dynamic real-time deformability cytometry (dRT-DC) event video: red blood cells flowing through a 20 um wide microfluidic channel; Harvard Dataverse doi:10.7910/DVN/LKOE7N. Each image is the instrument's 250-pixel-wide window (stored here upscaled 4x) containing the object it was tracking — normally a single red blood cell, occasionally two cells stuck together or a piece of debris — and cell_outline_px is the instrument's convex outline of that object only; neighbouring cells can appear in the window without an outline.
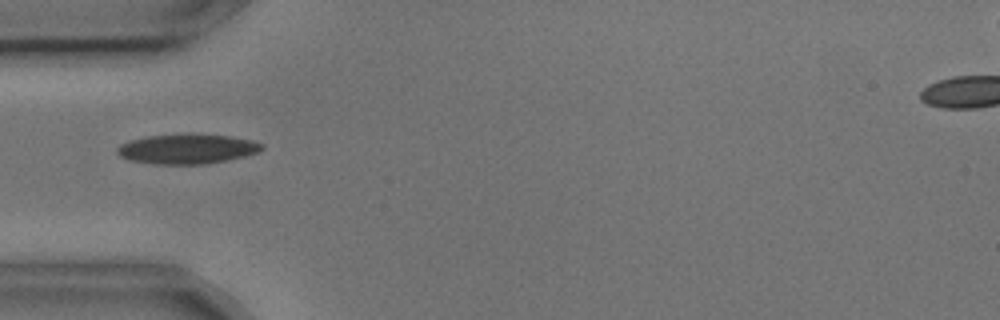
{"species": "common noctule bat (a hibernating species)", "species_latin": "Nyctalus noctula", "temperature_condition": "cold", "stored_images_in_passage": 5, "camera_frame_rate_fps": 3000, "um_per_image_px": 0.085, "animal": {"sex": "male", "body_mass_g": 17.9, "forearm_length_mm": 54.2}, "frame": {"image": 1, "passage_image": 5, "time_ms": 1.333, "image_size_px": [1000, 320], "cell_outline_px": [[264, 148], [260, 152], [228, 160], [200, 164], [156, 164], [128, 160], [120, 156], [116, 152], [116, 148], [120, 144], [128, 140], [144, 136], [184, 132], [196, 132], [232, 136], [252, 140], [264, 144]], "centroid_in_image_um": [15.9, 12.62], "position_along_channel_um": 69.1, "area_um2": 26.01}}